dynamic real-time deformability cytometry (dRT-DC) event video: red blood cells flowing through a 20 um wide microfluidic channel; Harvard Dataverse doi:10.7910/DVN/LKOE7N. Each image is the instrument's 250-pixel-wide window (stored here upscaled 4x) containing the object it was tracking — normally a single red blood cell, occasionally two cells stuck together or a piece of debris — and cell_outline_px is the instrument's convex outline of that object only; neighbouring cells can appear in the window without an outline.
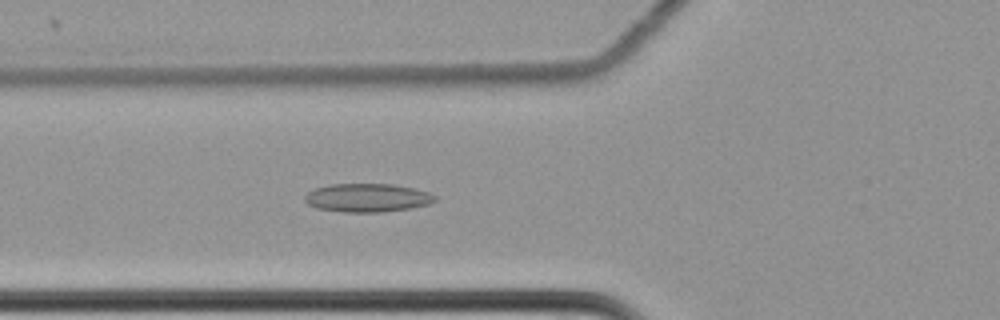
{"species": "common noctule bat (a hibernating species)", "species_latin": "Nyctalus noctula", "temperature_condition": "cold", "stored_images_in_passage": 54, "camera_frame_rate_fps": 3000, "um_per_image_px": 0.085, "animal": {"sex": "female", "body_mass_g": 22.7, "forearm_length_mm": 54.2}, "frame": {"image": 1, "passage_image": 17, "time_ms": 5.333, "image_size_px": [1000, 320], "cell_outline_px": [[436, 200], [428, 204], [412, 208], [380, 212], [344, 212], [316, 208], [308, 204], [304, 200], [304, 196], [308, 192], [316, 188], [332, 184], [392, 184], [416, 188], [428, 192], [436, 196]], "centroid_in_image_um": [31.23, 16.81], "position_along_channel_um": 94.6, "area_um2": 21.62}}
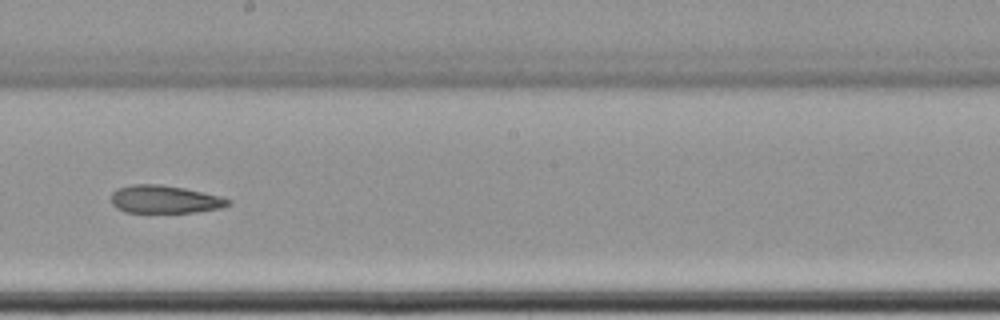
{"frame": {"image": 2, "passage_image": 29, "time_ms": 9.333, "image_size_px": [1000, 320], "cell_outline_px": [[232, 204], [220, 208], [196, 212], [124, 212], [116, 208], [112, 204], [112, 192], [116, 188], [132, 184], [160, 184], [184, 188], [220, 196], [232, 200]], "centroid_in_image_um": [14.0, 16.94], "position_along_channel_um": 234.2, "area_um2": 19.07}}
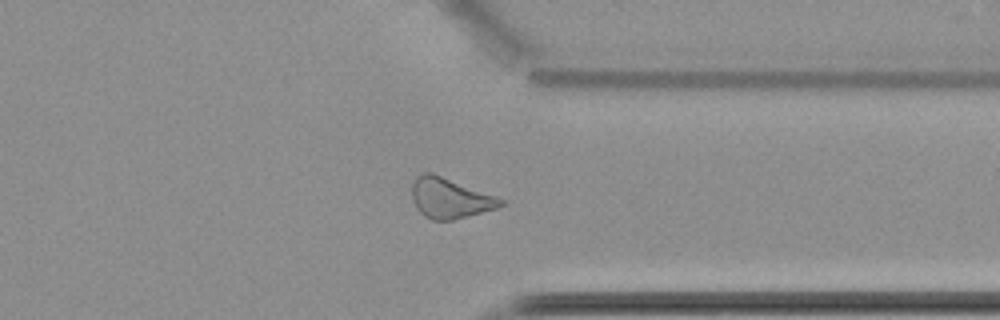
{"frame": {"image": 3, "passage_image": 41, "time_ms": 13.333, "image_size_px": [1000, 320], "cell_outline_px": [[504, 204], [496, 208], [468, 216], [452, 220], [432, 220], [424, 216], [416, 208], [412, 200], [412, 184], [416, 176], [424, 172], [432, 172], [496, 196], [504, 200]], "centroid_in_image_um": [38.21, 16.83], "position_along_channel_um": 373.2, "area_um2": 20.81}, "authors_computed_cell_mechanics": {"area_um2": 21.5016, "velocity_mm_per_s": 3.4935, "shape_relaxation_time_tau1_ms": null, "shape_relaxation_time_tau2_ms": 3.5273, "deformation_change_tau1": null, "deformation_change_tau2": 0.1093}}